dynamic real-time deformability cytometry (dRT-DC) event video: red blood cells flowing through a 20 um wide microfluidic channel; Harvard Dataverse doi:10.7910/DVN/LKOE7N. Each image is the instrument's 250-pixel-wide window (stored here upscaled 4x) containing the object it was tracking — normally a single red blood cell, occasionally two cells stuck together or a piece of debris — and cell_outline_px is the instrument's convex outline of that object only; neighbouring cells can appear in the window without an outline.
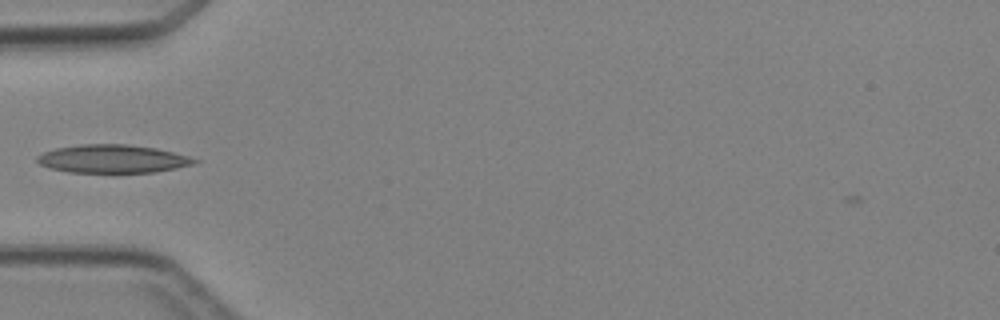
{"species": "Egyptian fruit bat (a non-hibernating species)", "species_latin": "Rousettus aegyptiacus", "temperature_condition": "cold", "stored_images_in_passage": 4, "camera_frame_rate_fps": 3000, "um_per_image_px": 0.085, "animal": {"sex": "female"}, "frame": {"image": 1, "passage_image": 4, "time_ms": 4.333, "image_size_px": [1000, 320], "cell_outline_px": [[200, 160], [192, 164], [176, 168], [152, 172], [68, 172], [52, 168], [40, 164], [36, 160], [36, 156], [44, 152], [56, 148], [80, 144], [128, 144], [156, 148], [188, 156]], "centroid_in_image_um": [9.55, 13.49], "position_along_channel_um": 75.4, "area_um2": 25.61}}